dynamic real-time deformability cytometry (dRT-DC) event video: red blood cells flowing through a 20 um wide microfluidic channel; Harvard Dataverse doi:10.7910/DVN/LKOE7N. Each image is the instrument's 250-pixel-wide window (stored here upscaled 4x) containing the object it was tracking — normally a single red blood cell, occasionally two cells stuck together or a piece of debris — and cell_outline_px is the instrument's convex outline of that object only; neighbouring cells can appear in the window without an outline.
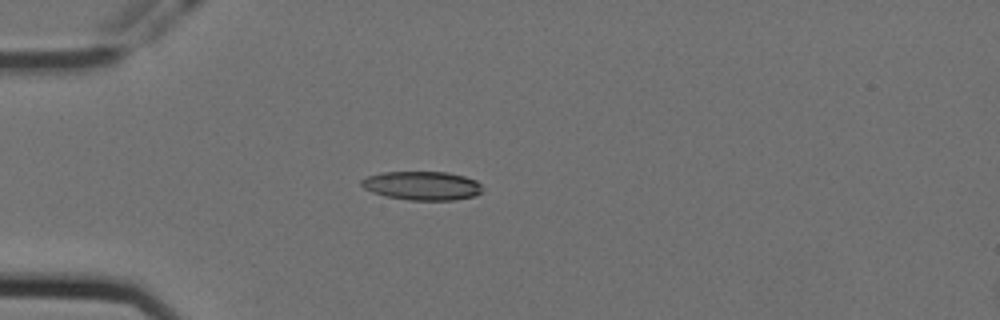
{"species": "Egyptian fruit bat (a non-hibernating species)", "species_latin": "Rousettus aegyptiacus", "temperature_condition": "cold", "stored_images_in_passage": 52, "camera_frame_rate_fps": 3000, "um_per_image_px": 0.085, "animal": {"sex": "female"}, "frame": {"image": 1, "passage_image": 11, "time_ms": 3.333, "image_size_px": [1000, 320], "cell_outline_px": [[480, 192], [476, 196], [452, 200], [408, 200], [388, 196], [372, 192], [364, 188], [360, 184], [360, 180], [368, 176], [380, 172], [448, 172], [464, 176], [476, 180], [480, 184]], "centroid_in_image_um": [35.86, 15.78], "position_along_channel_um": 49.1, "area_um2": 20.23}}
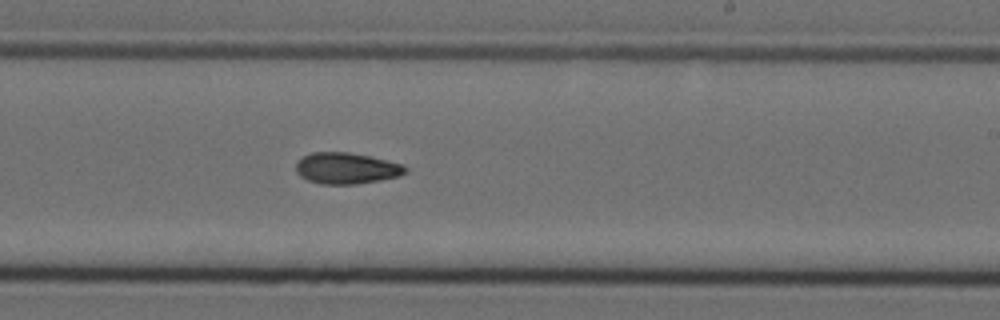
{"frame": {"image": 2, "passage_image": 30, "time_ms": 9.667, "image_size_px": [1000, 320], "cell_outline_px": [[408, 172], [400, 176], [380, 180], [356, 184], [320, 184], [308, 180], [300, 176], [296, 172], [296, 164], [304, 156], [312, 152], [348, 152], [368, 156], [404, 164], [408, 168]], "centroid_in_image_um": [29.48, 14.31], "position_along_channel_um": 259.5, "area_um2": 19.94}}
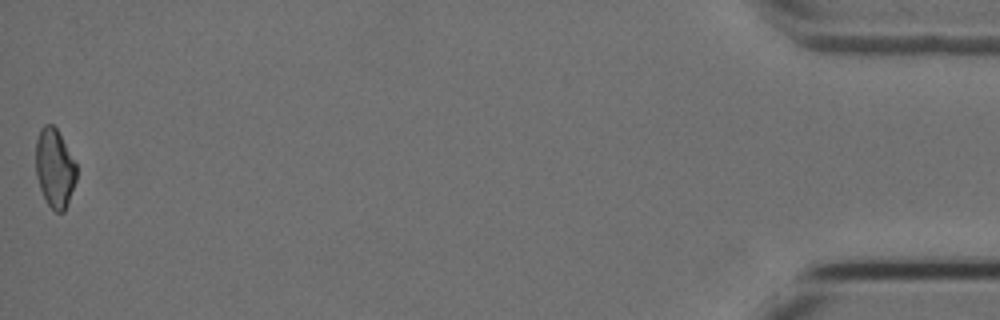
{"frame": {"image": 3, "passage_image": 52, "time_ms": 17.0, "image_size_px": [1000, 320], "cell_outline_px": [[76, 180], [68, 204], [64, 212], [56, 212], [48, 204], [40, 188], [36, 176], [36, 140], [40, 128], [44, 124], [52, 124], [56, 128], [76, 164]], "centroid_in_image_um": [4.64, 14.29], "position_along_channel_um": 430.6, "area_um2": 18.55}, "authors_computed_cell_mechanics": {"area_um2": 19.4786, "velocity_mm_per_s": 3.5692, "shape_relaxation_time_tau1_ms": null, "shape_relaxation_time_tau2_ms": 11.1634, "deformation_change_tau1": null, "deformation_change_tau2": 0.1801}}